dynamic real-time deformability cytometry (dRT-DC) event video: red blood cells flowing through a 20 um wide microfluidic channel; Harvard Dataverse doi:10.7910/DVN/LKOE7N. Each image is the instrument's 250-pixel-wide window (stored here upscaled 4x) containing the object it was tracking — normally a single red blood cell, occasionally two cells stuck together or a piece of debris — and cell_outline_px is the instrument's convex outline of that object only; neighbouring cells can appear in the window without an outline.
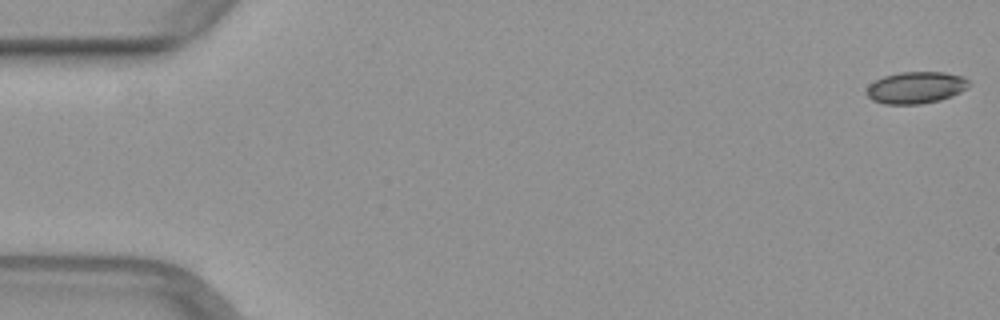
{"species": "common noctule bat (a hibernating species)", "species_latin": "Nyctalus noctula", "temperature_condition": "warm", "stored_images_in_passage": 13, "camera_frame_rate_fps": 3000, "um_per_image_px": 0.085, "animal": {"sex": "female", "body_mass_g": 29.2, "forearm_length_mm": 56.3}, "frame": {"image": 1, "passage_image": 1, "time_ms": 0.0, "image_size_px": [1000, 320], "cell_outline_px": [[972, 84], [968, 88], [952, 96], [940, 100], [920, 104], [884, 104], [872, 100], [868, 96], [868, 84], [884, 76], [900, 72], [944, 72], [964, 76]], "centroid_in_image_um": [77.9, 7.44], "position_along_channel_um": 7.1, "area_um2": 19.07}}